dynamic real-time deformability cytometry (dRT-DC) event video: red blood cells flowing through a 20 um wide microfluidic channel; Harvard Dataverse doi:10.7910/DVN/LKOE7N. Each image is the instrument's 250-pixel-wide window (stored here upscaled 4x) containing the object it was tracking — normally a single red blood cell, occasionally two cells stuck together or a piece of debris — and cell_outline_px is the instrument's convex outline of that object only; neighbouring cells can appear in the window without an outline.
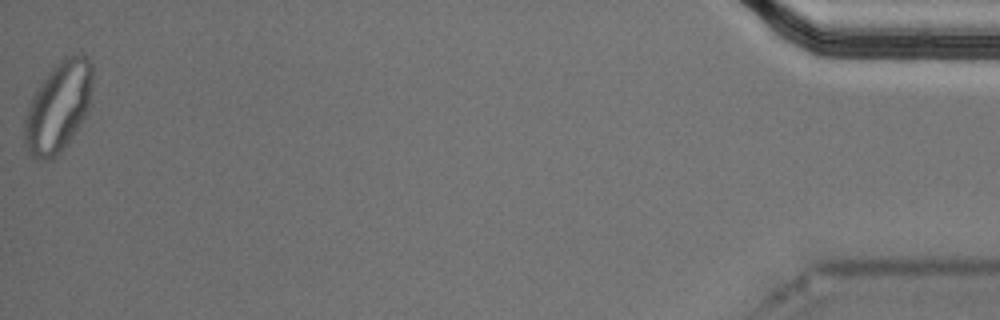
{"species": "Egyptian fruit bat (a non-hibernating species)", "species_latin": "Rousettus aegyptiacus", "temperature_condition": "cold", "stored_images_in_passage": 56, "segment_of_instrument_passage": [2, 2], "camera_frame_rate_fps": 3000, "um_per_image_px": 0.085, "animal": {"sex": "male"}, "frame": {"image": 1, "passage_image": 56, "time_ms": 18.333, "image_size_px": [1000, 320], "cell_outline_px": [[92, 80], [88, 104], [84, 116], [80, 124], [64, 148], [60, 152], [48, 160], [36, 160], [32, 156], [24, 144], [24, 124], [28, 108], [32, 96], [48, 72], [60, 60], [72, 56], [84, 56], [92, 64]], "centroid_in_image_um": [4.92, 9.13], "position_along_channel_um": 430.3, "area_um2": 34.91}}